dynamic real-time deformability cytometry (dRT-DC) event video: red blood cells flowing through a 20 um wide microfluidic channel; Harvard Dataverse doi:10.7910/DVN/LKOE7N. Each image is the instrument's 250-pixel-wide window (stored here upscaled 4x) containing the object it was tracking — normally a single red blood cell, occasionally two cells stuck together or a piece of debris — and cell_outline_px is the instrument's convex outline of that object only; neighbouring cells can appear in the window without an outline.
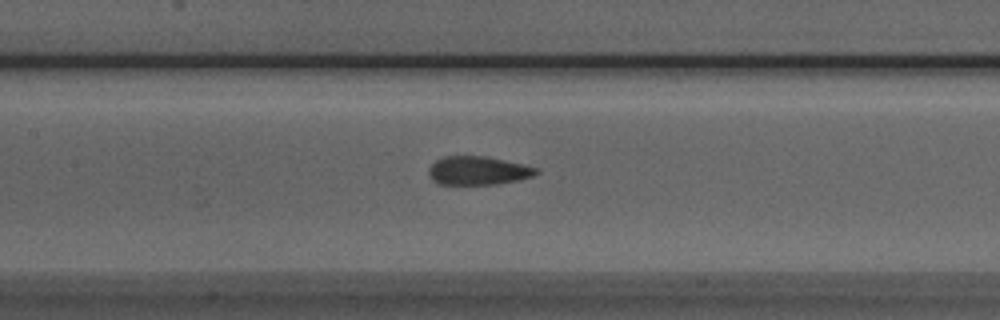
{"species": "Egyptian fruit bat (a non-hibernating species)", "species_latin": "Rousettus aegyptiacus", "temperature_condition": "room temperature", "stored_images_in_passage": 28, "camera_frame_rate_fps": 3000, "um_per_image_px": 0.085, "animal": {"sex": "male"}, "frame": {"image": 1, "passage_image": 9, "time_ms": 2.667, "image_size_px": [1000, 320], "cell_outline_px": [[540, 172], [532, 176], [520, 180], [496, 184], [436, 184], [432, 180], [428, 172], [428, 168], [436, 160], [444, 156], [488, 156], [536, 168]], "centroid_in_image_um": [40.6, 14.5], "position_along_channel_um": 166.8, "area_um2": 17.86}}
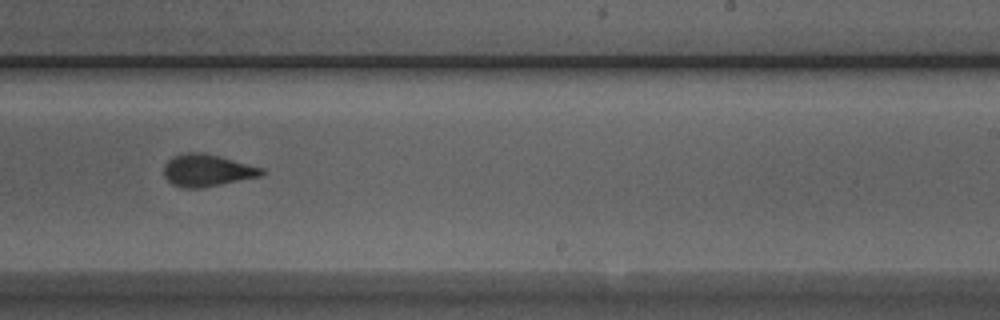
{"frame": {"image": 2, "passage_image": 17, "time_ms": 5.333, "image_size_px": [1000, 320], "cell_outline_px": [[268, 172], [260, 176], [200, 188], [184, 188], [172, 184], [164, 176], [164, 164], [172, 156], [180, 152], [204, 152], [264, 168]], "centroid_in_image_um": [17.59, 14.46], "position_along_channel_um": 271.4, "area_um2": 18.44}}
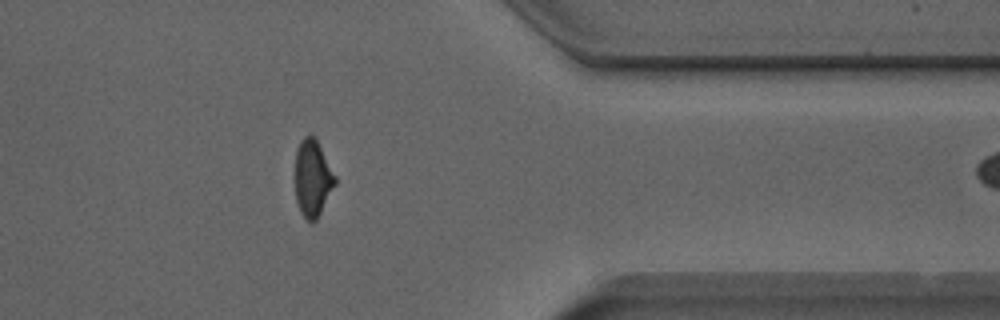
{"frame": {"image": 3, "passage_image": 27, "time_ms": 8.667, "image_size_px": [1000, 320], "cell_outline_px": [[336, 184], [316, 220], [312, 224], [300, 212], [296, 200], [296, 148], [300, 140], [304, 136], [312, 136], [316, 140], [336, 176]], "centroid_in_image_um": [26.57, 15.17], "position_along_channel_um": 384.8, "area_um2": 17.63}}